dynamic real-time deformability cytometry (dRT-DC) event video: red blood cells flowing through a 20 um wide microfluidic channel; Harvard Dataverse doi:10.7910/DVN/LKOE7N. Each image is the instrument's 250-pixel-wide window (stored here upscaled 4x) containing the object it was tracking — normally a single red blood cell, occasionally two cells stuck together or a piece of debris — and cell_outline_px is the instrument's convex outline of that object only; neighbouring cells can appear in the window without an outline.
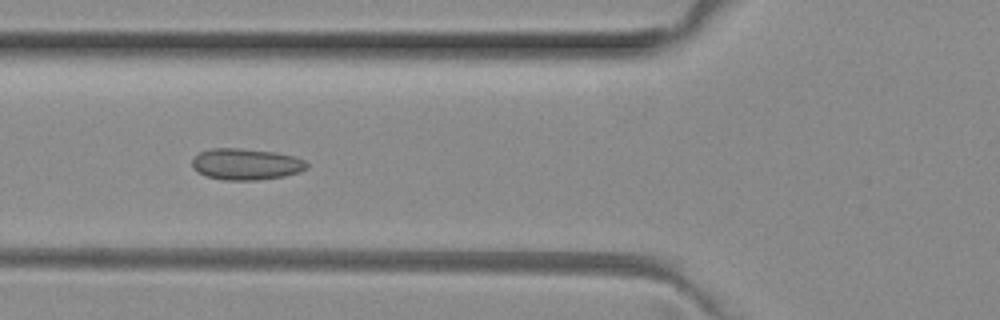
{"species": "common noctule bat (a hibernating species)", "species_latin": "Nyctalus noctula", "temperature_condition": "room temperature", "stored_images_in_passage": 6, "camera_frame_rate_fps": 3000, "um_per_image_px": 0.085, "animal": {"sex": "female", "body_mass_g": 29.2, "forearm_length_mm": 56.3}, "frame": {"image": 1, "passage_image": 4, "time_ms": 1.0, "image_size_px": [1000, 320], "cell_outline_px": [[308, 168], [300, 172], [284, 176], [256, 180], [224, 180], [204, 176], [192, 168], [192, 160], [200, 152], [212, 148], [240, 148], [276, 152], [296, 156], [304, 160], [308, 164]], "centroid_in_image_um": [20.92, 13.95], "position_along_channel_um": 104.9, "area_um2": 21.15}}
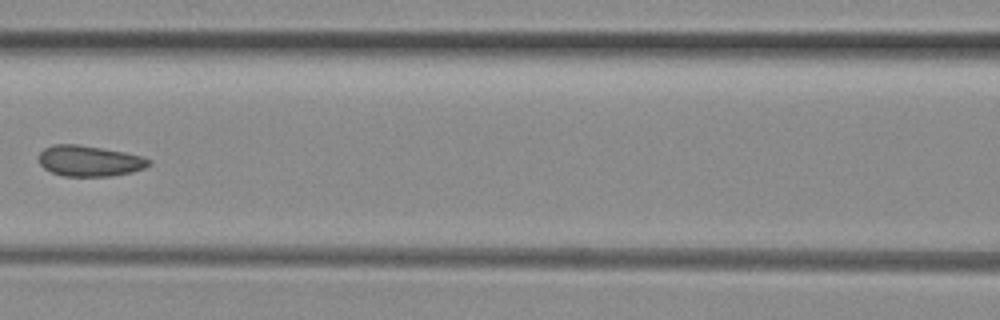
{"frame": {"image": 2, "passage_image": 5, "time_ms": 1.333, "image_size_px": [1000, 320], "cell_outline_px": [[152, 164], [144, 168], [132, 172], [112, 176], [64, 176], [52, 172], [44, 168], [40, 164], [40, 152], [44, 148], [52, 144], [76, 144], [124, 152], [144, 156], [152, 160]], "centroid_in_image_um": [7.64, 13.68], "position_along_channel_um": 159.0, "area_um2": 19.77}}
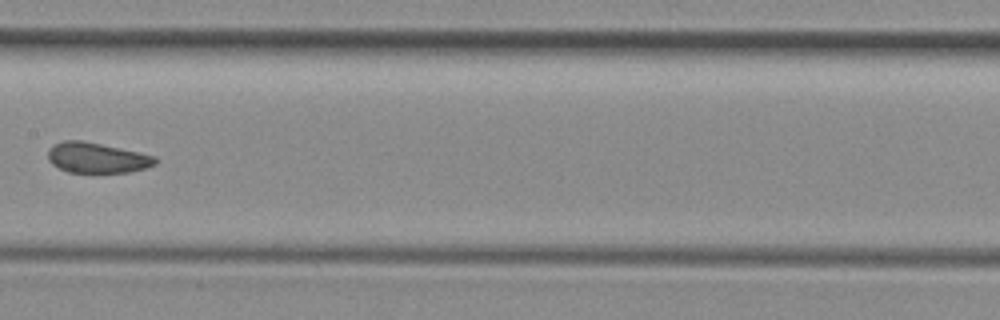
{"frame": {"image": 3, "passage_image": 6, "time_ms": 1.667, "image_size_px": [1000, 320], "cell_outline_px": [[160, 160], [156, 164], [144, 168], [128, 172], [68, 172], [52, 164], [48, 160], [48, 152], [56, 144], [64, 140], [80, 140], [140, 152], [156, 156]], "centroid_in_image_um": [8.28, 13.41], "position_along_channel_um": 199.1, "area_um2": 18.79}}